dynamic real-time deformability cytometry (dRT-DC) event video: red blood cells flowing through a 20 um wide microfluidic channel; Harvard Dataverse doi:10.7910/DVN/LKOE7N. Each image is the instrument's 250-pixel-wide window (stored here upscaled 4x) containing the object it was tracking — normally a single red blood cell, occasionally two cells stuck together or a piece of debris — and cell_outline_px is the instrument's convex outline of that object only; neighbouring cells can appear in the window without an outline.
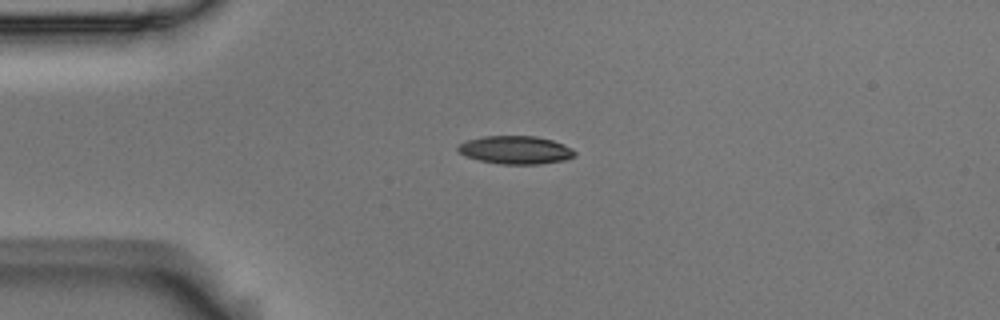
{"species": "Egyptian fruit bat (a non-hibernating species)", "species_latin": "Rousettus aegyptiacus", "temperature_condition": "room temperature", "stored_images_in_passage": 43, "camera_frame_rate_fps": 3000, "um_per_image_px": 0.085, "animal": {"sex": "male"}, "frame": {"image": 1, "passage_image": 1, "time_ms": 0.0, "image_size_px": [1000, 320], "cell_outline_px": [[576, 156], [564, 160], [540, 164], [500, 164], [480, 160], [464, 156], [456, 148], [460, 144], [468, 140], [484, 136], [536, 136], [552, 140], [564, 144], [572, 148], [576, 152]], "centroid_in_image_um": [43.85, 12.75], "position_along_channel_um": 41.1, "area_um2": 19.13}}
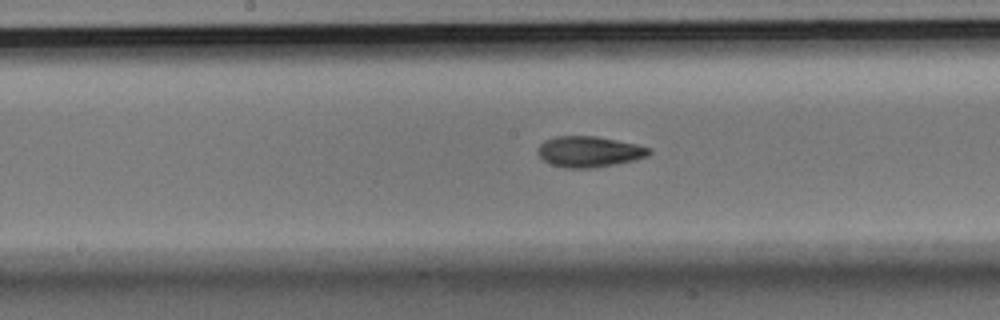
{"frame": {"image": 2, "passage_image": 16, "time_ms": 5.0, "image_size_px": [1000, 320], "cell_outline_px": [[652, 152], [648, 156], [632, 160], [612, 164], [588, 168], [564, 168], [552, 164], [544, 160], [540, 156], [540, 144], [544, 140], [556, 136], [596, 136], [636, 144], [652, 148]], "centroid_in_image_um": [50.1, 12.88], "position_along_channel_um": 198.1, "area_um2": 19.65}}
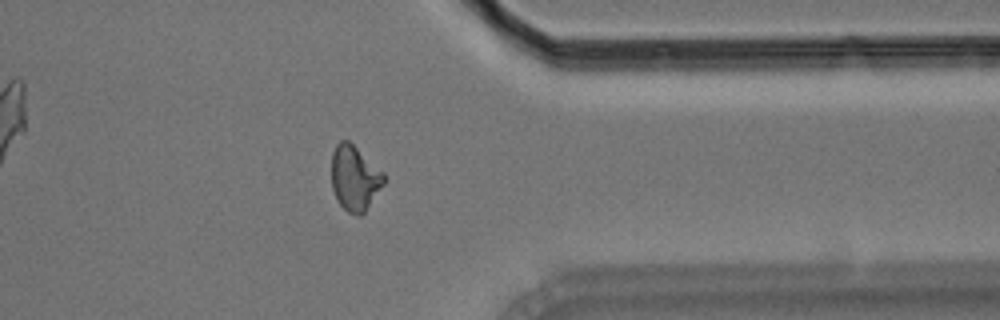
{"frame": {"image": 3, "passage_image": 32, "time_ms": 10.333, "image_size_px": [1000, 320], "cell_outline_px": [[384, 184], [364, 212], [360, 216], [356, 216], [348, 212], [340, 204], [332, 188], [332, 152], [336, 144], [340, 140], [348, 140], [384, 172]], "centroid_in_image_um": [30.14, 15.13], "position_along_channel_um": 381.3, "area_um2": 19.71}, "authors_computed_cell_mechanics": {"area_um2": 19.5364, "velocity_mm_per_s": 3.604, "shape_relaxation_time_tau1_ms": 4.2911, "shape_relaxation_time_tau2_ms": 2.3116, "deformation_change_tau1": 0.1622, "deformation_change_tau2": 0.0873}}